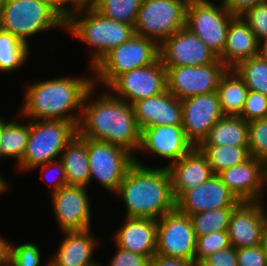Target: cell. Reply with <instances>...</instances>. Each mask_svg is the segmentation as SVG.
I'll return each instance as SVG.
<instances>
[{"label":"cell","instance_id":"db71d44e","mask_svg":"<svg viewBox=\"0 0 267 266\" xmlns=\"http://www.w3.org/2000/svg\"><path fill=\"white\" fill-rule=\"evenodd\" d=\"M6 122H7V121H5L4 119L0 118V134H1L2 127L4 126V124H5Z\"/></svg>","mask_w":267,"mask_h":266},{"label":"cell","instance_id":"d4e9b609","mask_svg":"<svg viewBox=\"0 0 267 266\" xmlns=\"http://www.w3.org/2000/svg\"><path fill=\"white\" fill-rule=\"evenodd\" d=\"M62 233L65 237L62 239L58 251L49 260L50 266H88L94 263L93 251L98 242L93 236L91 228Z\"/></svg>","mask_w":267,"mask_h":266},{"label":"cell","instance_id":"ee69618b","mask_svg":"<svg viewBox=\"0 0 267 266\" xmlns=\"http://www.w3.org/2000/svg\"><path fill=\"white\" fill-rule=\"evenodd\" d=\"M48 6L66 23L73 16V0H45ZM67 4V5H66ZM70 6H69V5Z\"/></svg>","mask_w":267,"mask_h":266},{"label":"cell","instance_id":"52a82bcc","mask_svg":"<svg viewBox=\"0 0 267 266\" xmlns=\"http://www.w3.org/2000/svg\"><path fill=\"white\" fill-rule=\"evenodd\" d=\"M159 45L152 39L133 35L115 47L92 69L97 82L108 87L119 75L154 63L159 58Z\"/></svg>","mask_w":267,"mask_h":266},{"label":"cell","instance_id":"d6986e66","mask_svg":"<svg viewBox=\"0 0 267 266\" xmlns=\"http://www.w3.org/2000/svg\"><path fill=\"white\" fill-rule=\"evenodd\" d=\"M193 147L182 125H158L141 130V141L137 151H146L155 156L170 159L169 165L163 167L168 169Z\"/></svg>","mask_w":267,"mask_h":266},{"label":"cell","instance_id":"7c38bea8","mask_svg":"<svg viewBox=\"0 0 267 266\" xmlns=\"http://www.w3.org/2000/svg\"><path fill=\"white\" fill-rule=\"evenodd\" d=\"M197 238L191 219L177 209L157 220L156 254L194 260Z\"/></svg>","mask_w":267,"mask_h":266},{"label":"cell","instance_id":"7dc6e473","mask_svg":"<svg viewBox=\"0 0 267 266\" xmlns=\"http://www.w3.org/2000/svg\"><path fill=\"white\" fill-rule=\"evenodd\" d=\"M12 243L0 235V266L10 265Z\"/></svg>","mask_w":267,"mask_h":266},{"label":"cell","instance_id":"b9f144b4","mask_svg":"<svg viewBox=\"0 0 267 266\" xmlns=\"http://www.w3.org/2000/svg\"><path fill=\"white\" fill-rule=\"evenodd\" d=\"M40 166H42L41 167L42 168V173L43 174L45 173L44 175H42V178L44 176L45 179L47 178L46 182L47 183L49 182L50 184H52L51 193L59 191L62 187L67 186V178H66V174H65V170H64V165H63V163H62V161L60 159L51 161L49 163H46V164H43V165H40ZM51 169L57 170L56 172L58 173L57 174L55 172L57 174V175L55 174V176L58 177V178L54 177L53 178L54 180H52V181H51V177L52 176L50 177V175H49L51 173ZM55 178H56V180H55ZM53 181H54V183H53Z\"/></svg>","mask_w":267,"mask_h":266},{"label":"cell","instance_id":"7bdbcfd3","mask_svg":"<svg viewBox=\"0 0 267 266\" xmlns=\"http://www.w3.org/2000/svg\"><path fill=\"white\" fill-rule=\"evenodd\" d=\"M200 266H238L236 248L230 246L225 250L217 251L206 257Z\"/></svg>","mask_w":267,"mask_h":266},{"label":"cell","instance_id":"e0dca14e","mask_svg":"<svg viewBox=\"0 0 267 266\" xmlns=\"http://www.w3.org/2000/svg\"><path fill=\"white\" fill-rule=\"evenodd\" d=\"M262 205V201H241L234 207L227 229L231 246L244 248L260 245L267 222V211Z\"/></svg>","mask_w":267,"mask_h":266},{"label":"cell","instance_id":"8d00e7d4","mask_svg":"<svg viewBox=\"0 0 267 266\" xmlns=\"http://www.w3.org/2000/svg\"><path fill=\"white\" fill-rule=\"evenodd\" d=\"M241 17L249 25L261 45L267 42V1L251 7Z\"/></svg>","mask_w":267,"mask_h":266},{"label":"cell","instance_id":"3957f363","mask_svg":"<svg viewBox=\"0 0 267 266\" xmlns=\"http://www.w3.org/2000/svg\"><path fill=\"white\" fill-rule=\"evenodd\" d=\"M135 158L115 194L122 197L125 217L158 220L176 209L171 176L166 168H151Z\"/></svg>","mask_w":267,"mask_h":266},{"label":"cell","instance_id":"e575fe53","mask_svg":"<svg viewBox=\"0 0 267 266\" xmlns=\"http://www.w3.org/2000/svg\"><path fill=\"white\" fill-rule=\"evenodd\" d=\"M250 155L267 166V118L248 122Z\"/></svg>","mask_w":267,"mask_h":266},{"label":"cell","instance_id":"4fadbf2b","mask_svg":"<svg viewBox=\"0 0 267 266\" xmlns=\"http://www.w3.org/2000/svg\"><path fill=\"white\" fill-rule=\"evenodd\" d=\"M107 88L115 97L132 105L167 90L166 68L159 57L148 66L119 75Z\"/></svg>","mask_w":267,"mask_h":266},{"label":"cell","instance_id":"c3c4849f","mask_svg":"<svg viewBox=\"0 0 267 266\" xmlns=\"http://www.w3.org/2000/svg\"><path fill=\"white\" fill-rule=\"evenodd\" d=\"M98 0H73V16L82 9L95 8Z\"/></svg>","mask_w":267,"mask_h":266},{"label":"cell","instance_id":"60d3db41","mask_svg":"<svg viewBox=\"0 0 267 266\" xmlns=\"http://www.w3.org/2000/svg\"><path fill=\"white\" fill-rule=\"evenodd\" d=\"M117 247L115 255L111 258L109 266H148L149 257L126 251Z\"/></svg>","mask_w":267,"mask_h":266},{"label":"cell","instance_id":"30bf717a","mask_svg":"<svg viewBox=\"0 0 267 266\" xmlns=\"http://www.w3.org/2000/svg\"><path fill=\"white\" fill-rule=\"evenodd\" d=\"M90 179H97L104 189L116 193L128 169L135 163L134 154L125 148L87 138Z\"/></svg>","mask_w":267,"mask_h":266},{"label":"cell","instance_id":"f546056e","mask_svg":"<svg viewBox=\"0 0 267 266\" xmlns=\"http://www.w3.org/2000/svg\"><path fill=\"white\" fill-rule=\"evenodd\" d=\"M29 138V124L24 125L16 121H7L0 134V159L16 158L17 165L25 155Z\"/></svg>","mask_w":267,"mask_h":266},{"label":"cell","instance_id":"f35d334b","mask_svg":"<svg viewBox=\"0 0 267 266\" xmlns=\"http://www.w3.org/2000/svg\"><path fill=\"white\" fill-rule=\"evenodd\" d=\"M247 122L267 118V96L260 92L248 91L246 101L239 115Z\"/></svg>","mask_w":267,"mask_h":266},{"label":"cell","instance_id":"8fae6325","mask_svg":"<svg viewBox=\"0 0 267 266\" xmlns=\"http://www.w3.org/2000/svg\"><path fill=\"white\" fill-rule=\"evenodd\" d=\"M167 90L179 100L216 92L227 67L218 59L202 66L165 67Z\"/></svg>","mask_w":267,"mask_h":266},{"label":"cell","instance_id":"6da1fadb","mask_svg":"<svg viewBox=\"0 0 267 266\" xmlns=\"http://www.w3.org/2000/svg\"><path fill=\"white\" fill-rule=\"evenodd\" d=\"M86 93L78 133L90 140L121 146L131 152L139 148L141 129L138 126L133 106L110 91L102 93L97 100L94 95L97 82Z\"/></svg>","mask_w":267,"mask_h":266},{"label":"cell","instance_id":"f907efd6","mask_svg":"<svg viewBox=\"0 0 267 266\" xmlns=\"http://www.w3.org/2000/svg\"><path fill=\"white\" fill-rule=\"evenodd\" d=\"M7 181H5V179L2 178V176L0 175V195L3 194L4 192L6 193L9 184L6 183Z\"/></svg>","mask_w":267,"mask_h":266},{"label":"cell","instance_id":"9f6ffc18","mask_svg":"<svg viewBox=\"0 0 267 266\" xmlns=\"http://www.w3.org/2000/svg\"><path fill=\"white\" fill-rule=\"evenodd\" d=\"M7 0H0V9Z\"/></svg>","mask_w":267,"mask_h":266},{"label":"cell","instance_id":"ba28073f","mask_svg":"<svg viewBox=\"0 0 267 266\" xmlns=\"http://www.w3.org/2000/svg\"><path fill=\"white\" fill-rule=\"evenodd\" d=\"M190 0H142L135 35L154 40L159 46L172 34L185 28Z\"/></svg>","mask_w":267,"mask_h":266},{"label":"cell","instance_id":"d590c367","mask_svg":"<svg viewBox=\"0 0 267 266\" xmlns=\"http://www.w3.org/2000/svg\"><path fill=\"white\" fill-rule=\"evenodd\" d=\"M230 246L227 231H216L209 235L197 237L194 261L200 264L209 255L225 250Z\"/></svg>","mask_w":267,"mask_h":266},{"label":"cell","instance_id":"ac0fdd59","mask_svg":"<svg viewBox=\"0 0 267 266\" xmlns=\"http://www.w3.org/2000/svg\"><path fill=\"white\" fill-rule=\"evenodd\" d=\"M240 201L218 175L185 191L176 200V209L188 216L218 208H234Z\"/></svg>","mask_w":267,"mask_h":266},{"label":"cell","instance_id":"f5cc1de1","mask_svg":"<svg viewBox=\"0 0 267 266\" xmlns=\"http://www.w3.org/2000/svg\"><path fill=\"white\" fill-rule=\"evenodd\" d=\"M198 1H201V2H206V3H212V1L210 0H198ZM228 0H221L220 3L222 4H226Z\"/></svg>","mask_w":267,"mask_h":266},{"label":"cell","instance_id":"836d02e7","mask_svg":"<svg viewBox=\"0 0 267 266\" xmlns=\"http://www.w3.org/2000/svg\"><path fill=\"white\" fill-rule=\"evenodd\" d=\"M142 0H98L95 9L104 17L134 27Z\"/></svg>","mask_w":267,"mask_h":266},{"label":"cell","instance_id":"d6a6232c","mask_svg":"<svg viewBox=\"0 0 267 266\" xmlns=\"http://www.w3.org/2000/svg\"><path fill=\"white\" fill-rule=\"evenodd\" d=\"M233 209L218 208L190 215L196 238L216 231H227Z\"/></svg>","mask_w":267,"mask_h":266},{"label":"cell","instance_id":"f6af8a7d","mask_svg":"<svg viewBox=\"0 0 267 266\" xmlns=\"http://www.w3.org/2000/svg\"><path fill=\"white\" fill-rule=\"evenodd\" d=\"M148 266H200V264L194 260L165 257L155 254L150 258Z\"/></svg>","mask_w":267,"mask_h":266},{"label":"cell","instance_id":"ffe728a7","mask_svg":"<svg viewBox=\"0 0 267 266\" xmlns=\"http://www.w3.org/2000/svg\"><path fill=\"white\" fill-rule=\"evenodd\" d=\"M218 176L240 202L261 201L267 187V166L253 156Z\"/></svg>","mask_w":267,"mask_h":266},{"label":"cell","instance_id":"74e56055","mask_svg":"<svg viewBox=\"0 0 267 266\" xmlns=\"http://www.w3.org/2000/svg\"><path fill=\"white\" fill-rule=\"evenodd\" d=\"M41 254L35 243H24L18 246L12 243L10 266H39Z\"/></svg>","mask_w":267,"mask_h":266},{"label":"cell","instance_id":"5b68a950","mask_svg":"<svg viewBox=\"0 0 267 266\" xmlns=\"http://www.w3.org/2000/svg\"><path fill=\"white\" fill-rule=\"evenodd\" d=\"M30 121V122H29ZM29 138L19 171H29L60 159L67 143L78 132L73 122L63 120H29ZM58 157V158H57Z\"/></svg>","mask_w":267,"mask_h":266},{"label":"cell","instance_id":"11a10c76","mask_svg":"<svg viewBox=\"0 0 267 266\" xmlns=\"http://www.w3.org/2000/svg\"><path fill=\"white\" fill-rule=\"evenodd\" d=\"M88 266H102V265L99 264V263L94 262V263H92V264H90V265H88Z\"/></svg>","mask_w":267,"mask_h":266},{"label":"cell","instance_id":"4316f807","mask_svg":"<svg viewBox=\"0 0 267 266\" xmlns=\"http://www.w3.org/2000/svg\"><path fill=\"white\" fill-rule=\"evenodd\" d=\"M249 89L233 68L221 77L217 94L224 116H239L243 110Z\"/></svg>","mask_w":267,"mask_h":266},{"label":"cell","instance_id":"ab89813d","mask_svg":"<svg viewBox=\"0 0 267 266\" xmlns=\"http://www.w3.org/2000/svg\"><path fill=\"white\" fill-rule=\"evenodd\" d=\"M238 266H267V256L260 245L236 248Z\"/></svg>","mask_w":267,"mask_h":266},{"label":"cell","instance_id":"277c9868","mask_svg":"<svg viewBox=\"0 0 267 266\" xmlns=\"http://www.w3.org/2000/svg\"><path fill=\"white\" fill-rule=\"evenodd\" d=\"M64 29L95 49L91 48L90 52L91 69L112 49L127 42L135 34L133 26L106 18L95 8L77 12L65 23Z\"/></svg>","mask_w":267,"mask_h":266},{"label":"cell","instance_id":"5bb4252c","mask_svg":"<svg viewBox=\"0 0 267 266\" xmlns=\"http://www.w3.org/2000/svg\"><path fill=\"white\" fill-rule=\"evenodd\" d=\"M164 67L202 66L214 63L218 56L186 27L178 30L159 46Z\"/></svg>","mask_w":267,"mask_h":266},{"label":"cell","instance_id":"83f0119b","mask_svg":"<svg viewBox=\"0 0 267 266\" xmlns=\"http://www.w3.org/2000/svg\"><path fill=\"white\" fill-rule=\"evenodd\" d=\"M201 144L248 146V122L239 116H224L212 126Z\"/></svg>","mask_w":267,"mask_h":266},{"label":"cell","instance_id":"681fc988","mask_svg":"<svg viewBox=\"0 0 267 266\" xmlns=\"http://www.w3.org/2000/svg\"><path fill=\"white\" fill-rule=\"evenodd\" d=\"M260 246L262 247V250L264 251V253L267 256V222H266V224L263 228V231H262Z\"/></svg>","mask_w":267,"mask_h":266},{"label":"cell","instance_id":"8992f818","mask_svg":"<svg viewBox=\"0 0 267 266\" xmlns=\"http://www.w3.org/2000/svg\"><path fill=\"white\" fill-rule=\"evenodd\" d=\"M65 23L45 0H7L0 9V28L29 46L28 38Z\"/></svg>","mask_w":267,"mask_h":266},{"label":"cell","instance_id":"6f0895ef","mask_svg":"<svg viewBox=\"0 0 267 266\" xmlns=\"http://www.w3.org/2000/svg\"><path fill=\"white\" fill-rule=\"evenodd\" d=\"M45 266H50V261H48V263Z\"/></svg>","mask_w":267,"mask_h":266},{"label":"cell","instance_id":"2e32d148","mask_svg":"<svg viewBox=\"0 0 267 266\" xmlns=\"http://www.w3.org/2000/svg\"><path fill=\"white\" fill-rule=\"evenodd\" d=\"M87 187L64 186L51 193L53 213L62 232L91 228V205Z\"/></svg>","mask_w":267,"mask_h":266},{"label":"cell","instance_id":"816d5d0a","mask_svg":"<svg viewBox=\"0 0 267 266\" xmlns=\"http://www.w3.org/2000/svg\"><path fill=\"white\" fill-rule=\"evenodd\" d=\"M260 54L264 57V59L267 61V42L261 45Z\"/></svg>","mask_w":267,"mask_h":266},{"label":"cell","instance_id":"44dd1931","mask_svg":"<svg viewBox=\"0 0 267 266\" xmlns=\"http://www.w3.org/2000/svg\"><path fill=\"white\" fill-rule=\"evenodd\" d=\"M139 128L182 125V102L168 90L132 104Z\"/></svg>","mask_w":267,"mask_h":266},{"label":"cell","instance_id":"bcb514c9","mask_svg":"<svg viewBox=\"0 0 267 266\" xmlns=\"http://www.w3.org/2000/svg\"><path fill=\"white\" fill-rule=\"evenodd\" d=\"M265 1L267 0H228L225 6L232 15L241 16L251 7Z\"/></svg>","mask_w":267,"mask_h":266},{"label":"cell","instance_id":"1f68e13d","mask_svg":"<svg viewBox=\"0 0 267 266\" xmlns=\"http://www.w3.org/2000/svg\"><path fill=\"white\" fill-rule=\"evenodd\" d=\"M249 91L267 96V61L260 54L239 62L234 68Z\"/></svg>","mask_w":267,"mask_h":266},{"label":"cell","instance_id":"9a60e30c","mask_svg":"<svg viewBox=\"0 0 267 266\" xmlns=\"http://www.w3.org/2000/svg\"><path fill=\"white\" fill-rule=\"evenodd\" d=\"M182 127L188 141L198 147L208 135L212 126L224 114L217 92L196 95L181 100Z\"/></svg>","mask_w":267,"mask_h":266},{"label":"cell","instance_id":"484cf974","mask_svg":"<svg viewBox=\"0 0 267 266\" xmlns=\"http://www.w3.org/2000/svg\"><path fill=\"white\" fill-rule=\"evenodd\" d=\"M64 165L67 185L87 187L90 179V168L87 153V138L78 132L67 143L60 156Z\"/></svg>","mask_w":267,"mask_h":266},{"label":"cell","instance_id":"7a4b0ae2","mask_svg":"<svg viewBox=\"0 0 267 266\" xmlns=\"http://www.w3.org/2000/svg\"><path fill=\"white\" fill-rule=\"evenodd\" d=\"M93 85L92 77L65 76L35 82L26 88L19 116L30 120H63L78 127L85 95ZM75 109L79 112H74Z\"/></svg>","mask_w":267,"mask_h":266},{"label":"cell","instance_id":"603a6c76","mask_svg":"<svg viewBox=\"0 0 267 266\" xmlns=\"http://www.w3.org/2000/svg\"><path fill=\"white\" fill-rule=\"evenodd\" d=\"M168 171L175 200L185 191L199 186L214 175L206 156L198 147H193L185 156L171 165Z\"/></svg>","mask_w":267,"mask_h":266},{"label":"cell","instance_id":"7402d4cb","mask_svg":"<svg viewBox=\"0 0 267 266\" xmlns=\"http://www.w3.org/2000/svg\"><path fill=\"white\" fill-rule=\"evenodd\" d=\"M114 234L116 246L146 257H153L157 250V220L125 217Z\"/></svg>","mask_w":267,"mask_h":266},{"label":"cell","instance_id":"4dcf8cb0","mask_svg":"<svg viewBox=\"0 0 267 266\" xmlns=\"http://www.w3.org/2000/svg\"><path fill=\"white\" fill-rule=\"evenodd\" d=\"M29 46L10 32L0 28V72H12L28 59Z\"/></svg>","mask_w":267,"mask_h":266},{"label":"cell","instance_id":"cb8c5ba5","mask_svg":"<svg viewBox=\"0 0 267 266\" xmlns=\"http://www.w3.org/2000/svg\"><path fill=\"white\" fill-rule=\"evenodd\" d=\"M261 44L249 25L241 16L229 24L225 48L218 57L227 68H234L239 62L260 55Z\"/></svg>","mask_w":267,"mask_h":266},{"label":"cell","instance_id":"9c48e42d","mask_svg":"<svg viewBox=\"0 0 267 266\" xmlns=\"http://www.w3.org/2000/svg\"><path fill=\"white\" fill-rule=\"evenodd\" d=\"M232 15L225 4L190 0L187 6L185 27L198 36L218 57L222 54Z\"/></svg>","mask_w":267,"mask_h":266},{"label":"cell","instance_id":"f1b7e54d","mask_svg":"<svg viewBox=\"0 0 267 266\" xmlns=\"http://www.w3.org/2000/svg\"><path fill=\"white\" fill-rule=\"evenodd\" d=\"M199 150L206 156L214 175L248 160V146H215L200 144Z\"/></svg>","mask_w":267,"mask_h":266}]
</instances>
